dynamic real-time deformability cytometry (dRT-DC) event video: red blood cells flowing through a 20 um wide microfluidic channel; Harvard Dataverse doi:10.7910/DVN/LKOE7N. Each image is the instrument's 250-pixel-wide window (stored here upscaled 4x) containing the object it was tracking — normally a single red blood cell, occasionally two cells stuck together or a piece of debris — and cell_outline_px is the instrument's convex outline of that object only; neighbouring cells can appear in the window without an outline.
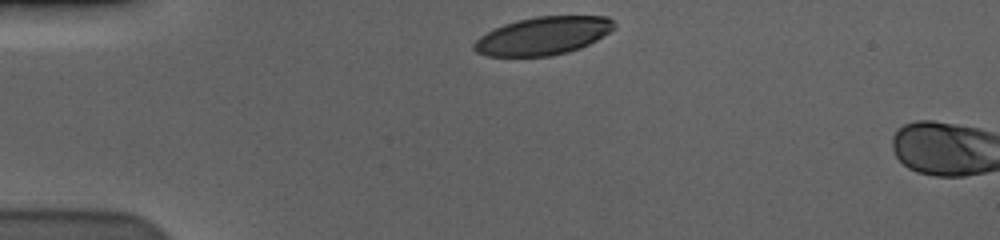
{"species": "human", "species_latin": "Homo sapiens", "temperature_condition": "cold", "stored_images_in_passage": 4, "camera_frame_rate_fps": 3000, "um_per_image_px": 0.085, "donor": {"sex": "male"}, "frame": {"image": 1, "passage_image": 1, "time_ms": 0.0, "image_size_px": [1000, 240], "cell_outline_px": [[616, 24], [608, 32], [596, 40], [580, 48], [568, 52], [548, 56], [488, 56], [476, 52], [472, 48], [472, 44], [480, 36], [504, 24], [516, 20], [536, 16], [608, 16]], "centroid_in_image_um": [46.13, 3.04], "position_along_channel_um": 38.9, "area_um2": 30.87}}